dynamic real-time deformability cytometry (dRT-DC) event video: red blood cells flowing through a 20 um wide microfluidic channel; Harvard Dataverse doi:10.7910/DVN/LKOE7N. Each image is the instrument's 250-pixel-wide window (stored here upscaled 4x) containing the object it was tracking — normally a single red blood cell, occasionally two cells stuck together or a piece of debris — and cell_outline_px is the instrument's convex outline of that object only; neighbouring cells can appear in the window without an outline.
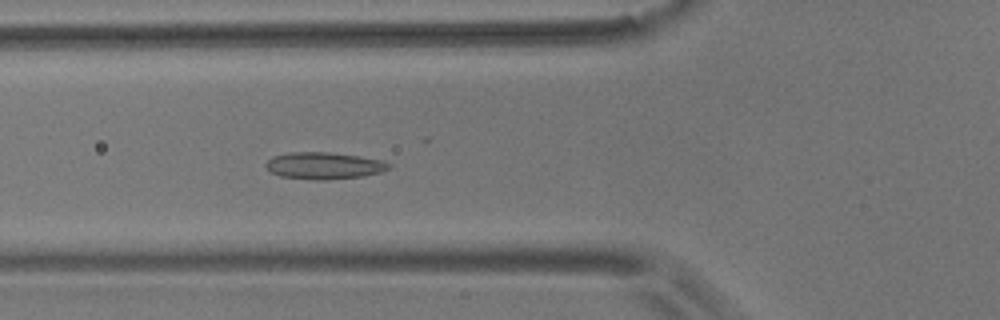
{"species": "common noctule bat (a hibernating species)", "species_latin": "Nyctalus noctula", "temperature_condition": "room temperature", "stored_images_in_passage": 47, "camera_frame_rate_fps": 3000, "um_per_image_px": 0.085, "animal": {"sex": "male", "body_mass_g": 17.9}, "frame": {"image": 1, "passage_image": 12, "time_ms": 3.667, "image_size_px": [1000, 320], "cell_outline_px": [[392, 164], [388, 168], [380, 172], [364, 176], [324, 180], [316, 180], [280, 176], [272, 172], [264, 164], [272, 156], [288, 152], [328, 152], [360, 156], [384, 160]], "centroid_in_image_um": [27.55, 14.07], "position_along_channel_um": 98.3, "area_um2": 19.31}}
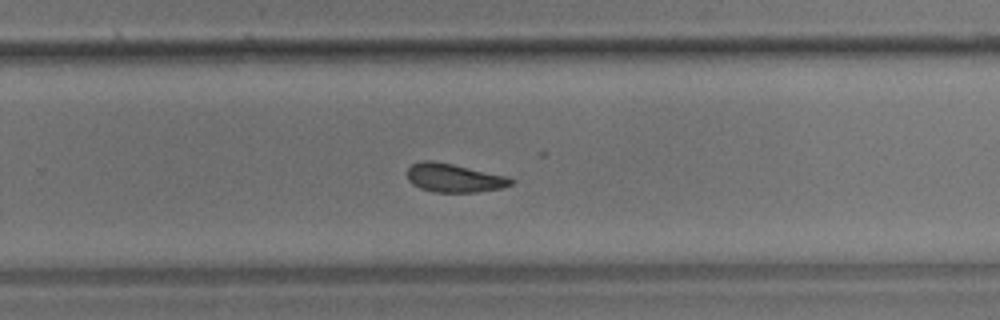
{"frame": {"image": 2, "passage_image": 28, "time_ms": 9.0, "image_size_px": [1000, 320], "cell_outline_px": [[516, 180], [512, 184], [500, 188], [476, 192], [436, 192], [420, 188], [412, 184], [408, 180], [408, 168], [412, 164], [424, 160], [432, 160], [452, 164], [508, 176]], "centroid_in_image_um": [38.6, 15.12], "position_along_channel_um": 291.2, "area_um2": 17.22}}
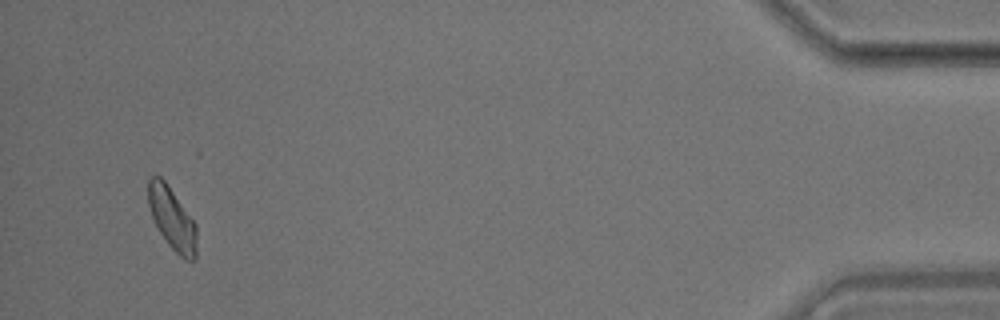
{"frame": {"image": 3, "passage_image": 45, "time_ms": 14.667, "image_size_px": [1000, 320], "cell_outline_px": [[196, 260], [188, 260], [180, 256], [168, 244], [160, 232], [152, 216], [148, 204], [148, 180], [152, 176], [160, 176], [168, 184], [196, 224]], "centroid_in_image_um": [14.63, 18.57], "position_along_channel_um": 420.6, "area_um2": 17.4}, "authors_computed_cell_mechanics": {"area_um2": 17.6868, "velocity_mm_per_s": 3.6186, "shape_relaxation_time_tau1_ms": null, "shape_relaxation_time_tau2_ms": 3.9457, "deformation_change_tau1": null, "deformation_change_tau2": 0.0942}}